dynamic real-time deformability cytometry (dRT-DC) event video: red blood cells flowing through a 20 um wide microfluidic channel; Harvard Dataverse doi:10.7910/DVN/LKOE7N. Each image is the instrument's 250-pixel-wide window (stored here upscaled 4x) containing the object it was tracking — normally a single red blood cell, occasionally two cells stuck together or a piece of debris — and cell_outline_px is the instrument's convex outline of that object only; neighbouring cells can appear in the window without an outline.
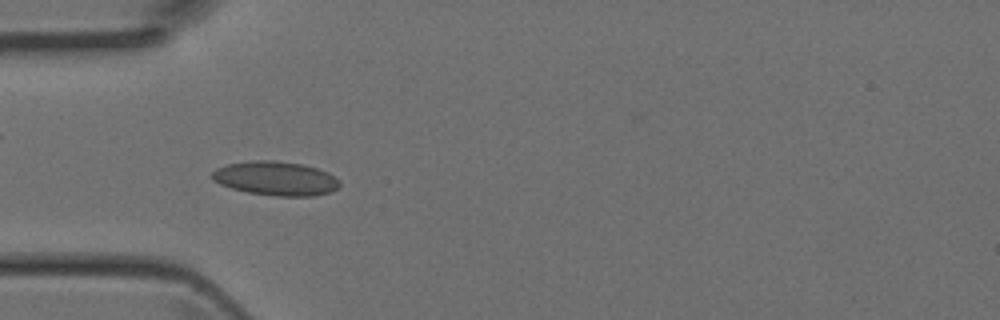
{"species": "Egyptian fruit bat (a non-hibernating species)", "species_latin": "Rousettus aegyptiacus", "temperature_condition": "room temperature", "stored_images_in_passage": 5, "camera_frame_rate_fps": 3000, "um_per_image_px": 0.085, "animal": {"sex": "female"}, "frame": {"image": 1, "passage_image": 4, "time_ms": 1.0, "image_size_px": [1000, 320], "cell_outline_px": [[340, 184], [332, 192], [316, 196], [276, 196], [248, 192], [232, 188], [220, 184], [212, 180], [212, 172], [216, 168], [228, 164], [252, 160], [272, 160], [300, 164], [316, 168], [328, 172], [340, 180]], "centroid_in_image_um": [23.45, 15.17], "position_along_channel_um": 61.6, "area_um2": 25.32}}
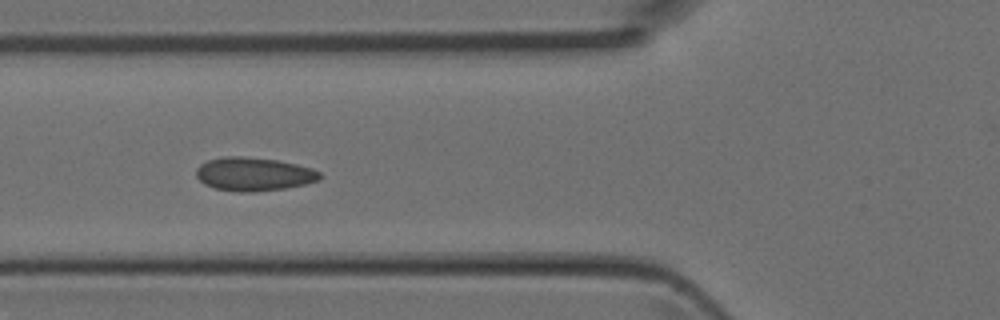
{"frame": {"image": 2, "passage_image": 5, "time_ms": 1.333, "image_size_px": [1000, 320], "cell_outline_px": [[320, 180], [304, 184], [284, 188], [252, 192], [240, 192], [216, 188], [204, 184], [196, 176], [196, 168], [200, 164], [208, 160], [224, 156], [240, 156], [276, 160], [296, 164], [312, 168], [320, 172]], "centroid_in_image_um": [21.55, 14.79], "position_along_channel_um": 104.3, "area_um2": 23.99}}